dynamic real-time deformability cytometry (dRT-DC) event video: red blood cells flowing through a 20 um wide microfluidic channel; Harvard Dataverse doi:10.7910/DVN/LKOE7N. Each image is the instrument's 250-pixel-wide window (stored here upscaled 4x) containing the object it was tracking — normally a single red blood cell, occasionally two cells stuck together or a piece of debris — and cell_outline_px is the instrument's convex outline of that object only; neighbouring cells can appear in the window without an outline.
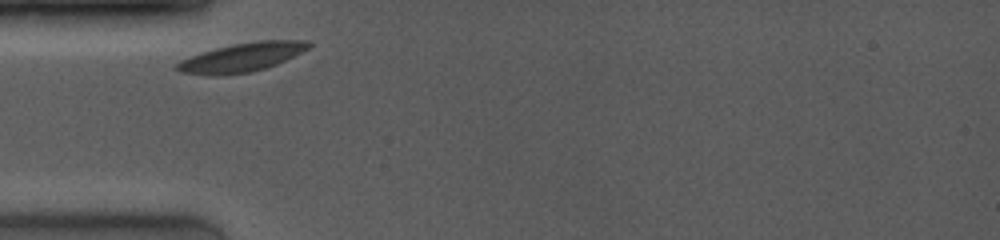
{"species": "common noctule bat (a hibernating species)", "species_latin": "Nyctalus noctula", "temperature_condition": "room temperature", "stored_images_in_passage": 16, "camera_frame_rate_fps": 4000, "um_per_image_px": 0.085, "animal": {"sex": "female", "body_mass_g": 19.0, "forearm_length_mm": 53.3}, "frame": {"image": 1, "passage_image": 1, "time_ms": 0.0, "image_size_px": [1000, 240], "cell_outline_px": [[312, 44], [308, 48], [276, 64], [252, 72], [212, 76], [180, 72], [176, 68], [176, 64], [180, 60], [200, 52], [232, 44], [260, 40], [308, 40]], "centroid_in_image_um": [20.52, 4.87], "position_along_channel_um": 64.5, "area_um2": 22.02}}
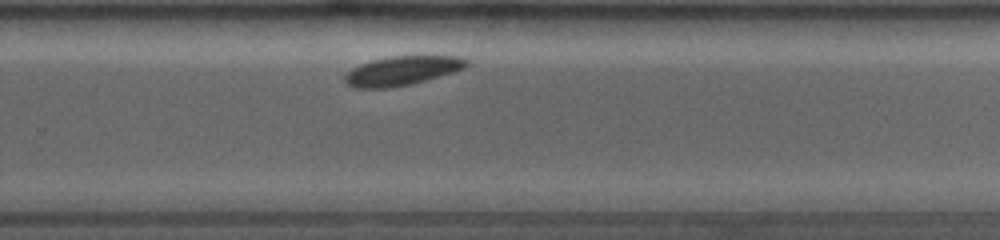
{"frame": {"image": 2, "passage_image": 16, "time_ms": 6.25, "image_size_px": [1000, 240], "cell_outline_px": [[468, 64], [464, 68], [452, 72], [412, 84], [388, 88], [352, 88], [344, 80], [344, 76], [352, 68], [360, 64], [372, 60], [388, 56], [460, 56], [468, 60]], "centroid_in_image_um": [34.15, 6.01], "position_along_channel_um": 295.7, "area_um2": 20.63}}